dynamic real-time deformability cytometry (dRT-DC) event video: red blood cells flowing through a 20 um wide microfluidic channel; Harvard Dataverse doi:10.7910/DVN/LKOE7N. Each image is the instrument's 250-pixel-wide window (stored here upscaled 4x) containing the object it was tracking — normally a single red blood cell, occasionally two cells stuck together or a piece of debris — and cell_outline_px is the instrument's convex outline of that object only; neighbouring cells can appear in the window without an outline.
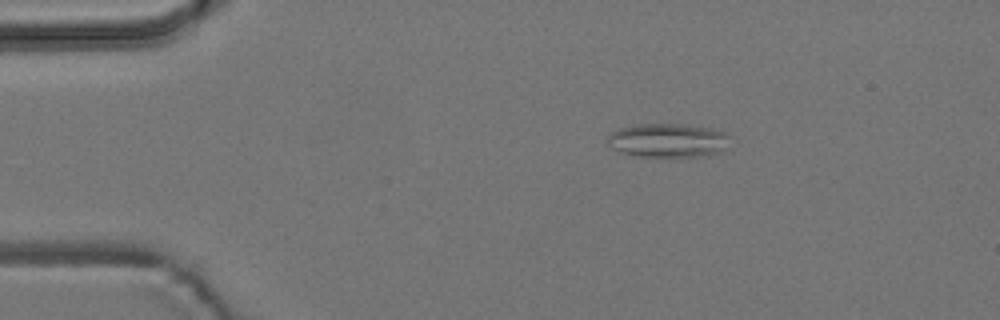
{"species": "common noctule bat (a hibernating species)", "species_latin": "Nyctalus noctula", "temperature_condition": "room temperature", "stored_images_in_passage": 5, "camera_frame_rate_fps": 3000, "um_per_image_px": 0.085, "animal": {"sex": "male", "body_mass_g": 19.2, "forearm_length_mm": 51.8}, "frame": {"image": 1, "passage_image": 2, "time_ms": 1.333, "image_size_px": [1000, 320], "cell_outline_px": [[728, 136], [724, 148], [720, 152], [700, 156], [640, 156], [620, 152], [612, 148], [608, 144], [608, 136], [612, 132], [620, 128], [636, 124], [684, 124], [712, 128], [724, 132]], "centroid_in_image_um": [56.74, 11.92], "position_along_channel_um": 28.3, "area_um2": 23.87}}